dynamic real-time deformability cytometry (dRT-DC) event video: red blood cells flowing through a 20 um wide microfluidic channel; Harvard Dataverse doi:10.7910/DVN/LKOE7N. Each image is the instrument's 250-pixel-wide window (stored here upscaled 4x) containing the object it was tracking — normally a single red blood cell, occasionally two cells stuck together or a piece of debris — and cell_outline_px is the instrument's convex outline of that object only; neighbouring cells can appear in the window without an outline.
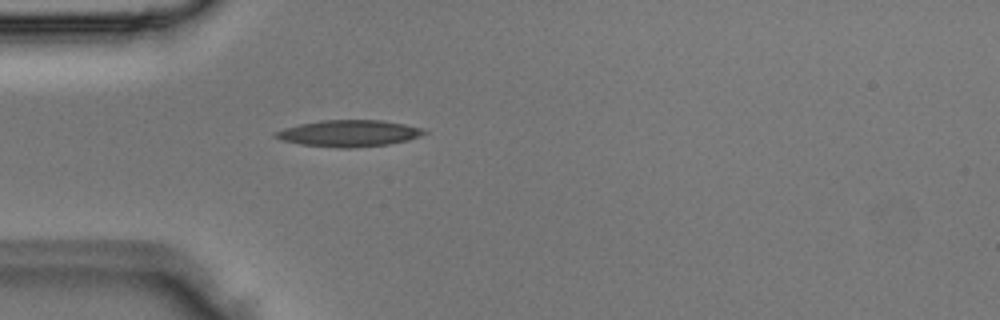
{"species": "Egyptian fruit bat (a non-hibernating species)", "species_latin": "Rousettus aegyptiacus", "temperature_condition": "room temperature", "stored_images_in_passage": 1, "camera_frame_rate_fps": 3000, "um_per_image_px": 0.085, "animal": {"sex": "male"}, "frame": {"image": 1, "passage_image": 1, "time_ms": 0.0, "image_size_px": [1000, 320], "cell_outline_px": [[428, 132], [420, 136], [408, 140], [388, 144], [352, 148], [340, 148], [300, 144], [280, 140], [272, 136], [272, 132], [284, 128], [300, 124], [320, 120], [380, 120], [404, 124], [424, 128]], "centroid_in_image_um": [29.63, 11.33], "position_along_channel_um": 55.4, "area_um2": 23.12}}